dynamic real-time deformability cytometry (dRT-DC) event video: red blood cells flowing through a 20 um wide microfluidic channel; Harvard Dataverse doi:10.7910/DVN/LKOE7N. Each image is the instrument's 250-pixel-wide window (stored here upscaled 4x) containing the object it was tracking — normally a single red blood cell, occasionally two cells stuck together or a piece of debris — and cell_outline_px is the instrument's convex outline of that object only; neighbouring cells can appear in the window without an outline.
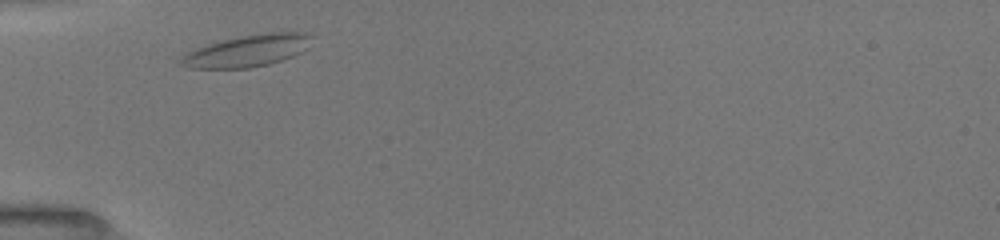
{"species": "common noctule bat (a hibernating species)", "species_latin": "Nyctalus noctula", "temperature_condition": "room temperature", "stored_images_in_passage": 5, "camera_frame_rate_fps": 3000, "um_per_image_px": 0.085, "animal": {"sex": "female", "body_mass_g": 19.5, "forearm_length_mm": 54.1}, "frame": {"image": 1, "passage_image": 4, "time_ms": 0.333, "image_size_px": [1000, 240], "cell_outline_px": [[312, 36], [300, 52], [292, 56], [268, 64], [248, 68], [188, 68], [180, 64], [180, 60], [188, 52], [196, 48], [208, 44], [240, 36], [268, 32], [312, 32]], "centroid_in_image_um": [21.01, 4.31], "position_along_channel_um": 64.0, "area_um2": 23.76}}